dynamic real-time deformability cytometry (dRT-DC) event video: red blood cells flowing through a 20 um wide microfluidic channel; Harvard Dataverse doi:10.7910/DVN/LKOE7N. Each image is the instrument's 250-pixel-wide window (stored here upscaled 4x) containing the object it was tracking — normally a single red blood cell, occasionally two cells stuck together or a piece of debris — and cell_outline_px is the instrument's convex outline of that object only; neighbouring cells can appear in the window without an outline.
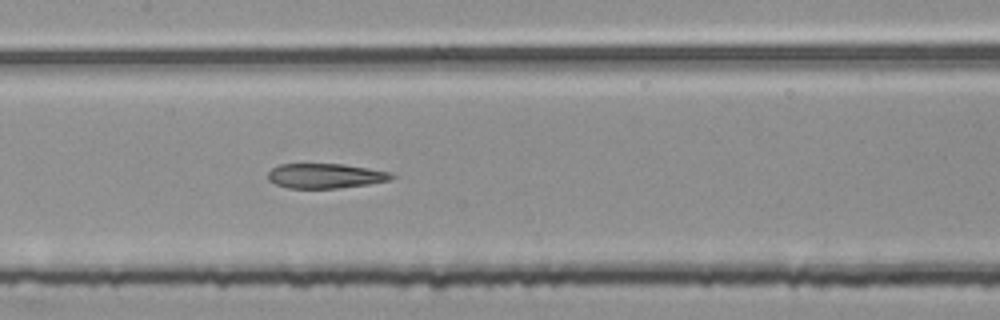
{"species": "common noctule bat (a hibernating species)", "species_latin": "Nyctalus noctula", "temperature_condition": "room temperature", "stored_images_in_passage": 47, "segment_of_instrument_passage": [2, 2], "camera_frame_rate_fps": 3000, "um_per_image_px": 0.085, "animal": {"sex": "female", "body_mass_g": 25.1}, "frame": {"image": 1, "passage_image": 20, "time_ms": 6.333, "image_size_px": [1000, 320], "cell_outline_px": [[396, 176], [392, 180], [368, 184], [336, 188], [288, 188], [276, 184], [268, 180], [268, 172], [272, 168], [280, 164], [344, 164], [392, 172]], "centroid_in_image_um": [27.69, 14.94], "position_along_channel_um": 179.7, "area_um2": 17.92}}
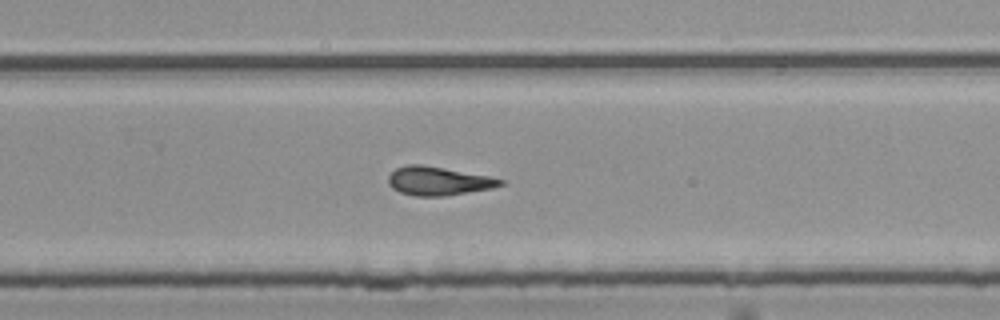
{"frame": {"image": 2, "passage_image": 29, "time_ms": 9.333, "image_size_px": [1000, 320], "cell_outline_px": [[504, 184], [492, 188], [444, 196], [416, 196], [400, 192], [392, 188], [388, 184], [388, 176], [396, 168], [408, 164], [420, 164], [444, 168], [488, 176], [504, 180]], "centroid_in_image_um": [37.23, 15.38], "position_along_channel_um": 292.6, "area_um2": 18.55}}
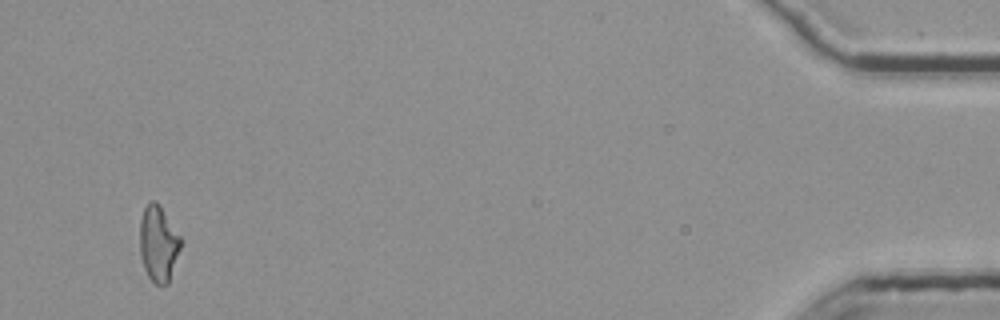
{"frame": {"image": 3, "passage_image": 46, "time_ms": 15.0, "image_size_px": [1000, 320], "cell_outline_px": [[184, 240], [168, 284], [156, 284], [148, 276], [144, 268], [140, 256], [140, 220], [144, 208], [152, 200], [156, 200], [160, 204]], "centroid_in_image_um": [13.49, 20.68], "position_along_channel_um": 421.7, "area_um2": 18.44}}